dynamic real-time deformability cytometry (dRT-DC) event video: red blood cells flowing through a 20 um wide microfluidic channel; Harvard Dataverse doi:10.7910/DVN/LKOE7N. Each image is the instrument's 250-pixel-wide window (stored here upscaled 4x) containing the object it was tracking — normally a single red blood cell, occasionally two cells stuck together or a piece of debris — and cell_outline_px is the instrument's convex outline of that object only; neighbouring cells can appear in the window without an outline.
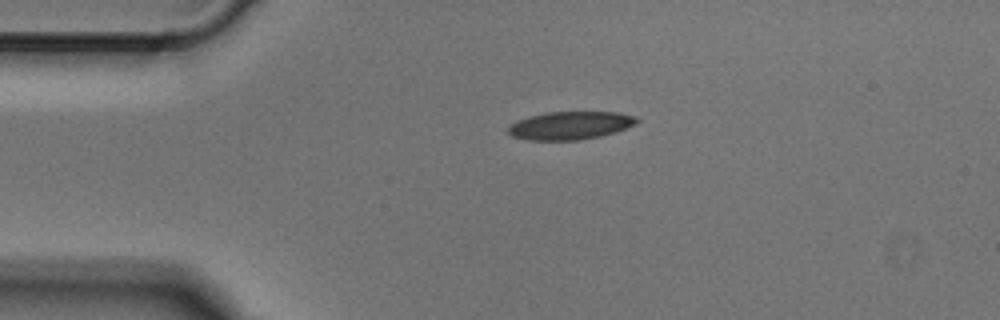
{"species": "Egyptian fruit bat (a non-hibernating species)", "species_latin": "Rousettus aegyptiacus", "temperature_condition": "cold", "stored_images_in_passage": 2, "camera_frame_rate_fps": 3000, "um_per_image_px": 0.085, "animal": {"sex": "male"}, "frame": {"image": 1, "passage_image": 1, "time_ms": 0.0, "image_size_px": [1000, 320], "cell_outline_px": [[640, 120], [636, 124], [628, 128], [616, 132], [600, 136], [580, 140], [524, 140], [512, 136], [508, 132], [508, 128], [516, 120], [528, 116], [548, 112], [620, 112], [636, 116]], "centroid_in_image_um": [48.5, 10.66], "position_along_channel_um": 36.5, "area_um2": 21.27}}